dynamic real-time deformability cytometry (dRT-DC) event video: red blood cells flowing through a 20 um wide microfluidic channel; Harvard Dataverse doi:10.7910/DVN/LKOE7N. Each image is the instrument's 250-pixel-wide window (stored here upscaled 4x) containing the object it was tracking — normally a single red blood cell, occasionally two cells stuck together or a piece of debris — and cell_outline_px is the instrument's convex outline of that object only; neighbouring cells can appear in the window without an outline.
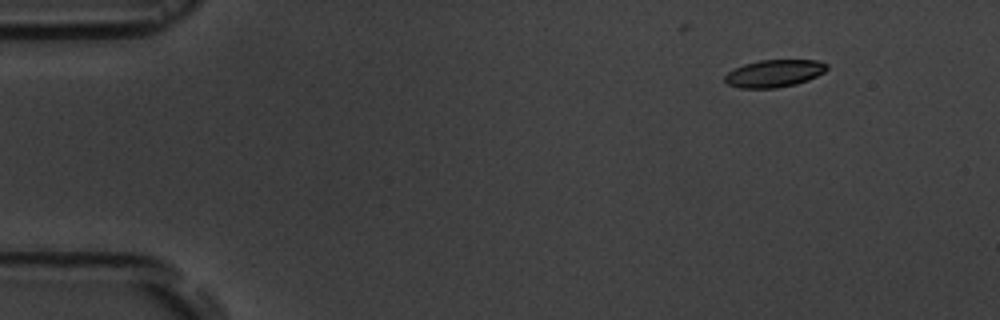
{"species": "common noctule bat (a hibernating species)", "species_latin": "Nyctalus noctula", "temperature_condition": "room temperature", "stored_images_in_passage": 5, "camera_frame_rate_fps": 3000, "um_per_image_px": 0.085, "animal": {"sex": "male", "body_mass_g": 19.5, "forearm_length_mm": 54.6}, "frame": {"image": 1, "passage_image": 1, "time_ms": 0.0, "image_size_px": [1000, 320], "cell_outline_px": [[828, 68], [824, 72], [808, 80], [796, 84], [776, 88], [740, 88], [728, 84], [724, 80], [724, 76], [728, 72], [744, 64], [760, 60], [816, 60], [828, 64]], "centroid_in_image_um": [65.81, 6.24], "position_along_channel_um": 19.2, "area_um2": 16.24}}
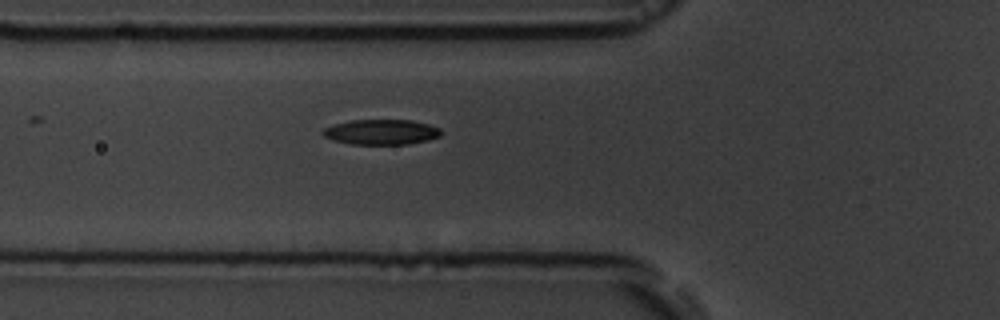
{"frame": {"image": 2, "passage_image": 5, "time_ms": 4.667, "image_size_px": [1000, 320], "cell_outline_px": [[444, 132], [440, 136], [428, 140], [408, 144], [348, 144], [332, 140], [324, 136], [320, 132], [324, 128], [336, 124], [352, 120], [412, 120], [428, 124], [440, 128]], "centroid_in_image_um": [32.42, 11.22], "position_along_channel_um": 93.4, "area_um2": 17.46}}